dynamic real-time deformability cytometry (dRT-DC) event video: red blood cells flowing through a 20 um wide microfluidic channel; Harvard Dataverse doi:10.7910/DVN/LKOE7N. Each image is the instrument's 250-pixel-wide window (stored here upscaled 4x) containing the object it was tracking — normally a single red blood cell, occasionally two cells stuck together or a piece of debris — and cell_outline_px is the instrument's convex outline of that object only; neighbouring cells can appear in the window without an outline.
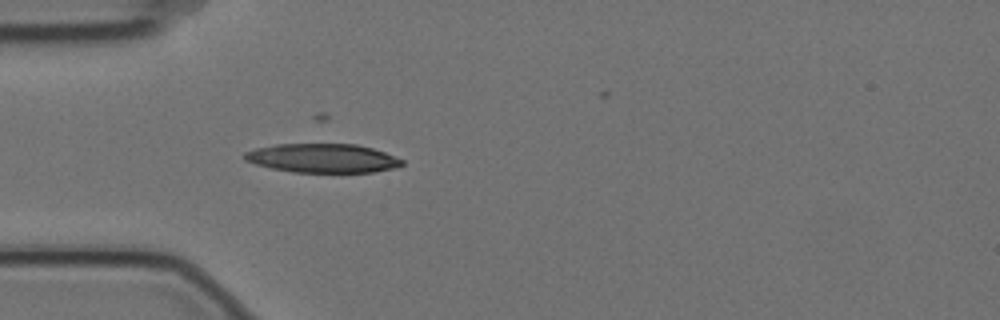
{"species": "Egyptian fruit bat (a non-hibernating species)", "species_latin": "Rousettus aegyptiacus", "temperature_condition": "cold", "stored_images_in_passage": 5, "camera_frame_rate_fps": 3000, "um_per_image_px": 0.085, "animal": {"sex": "female"}, "frame": {"image": 1, "passage_image": 5, "time_ms": 1.333, "image_size_px": [1000, 320], "cell_outline_px": [[404, 164], [392, 168], [372, 172], [292, 172], [272, 168], [256, 164], [244, 160], [244, 152], [256, 148], [276, 144], [356, 144], [372, 148], [384, 152], [404, 160]], "centroid_in_image_um": [27.41, 13.44], "position_along_channel_um": 57.6, "area_um2": 26.41}}